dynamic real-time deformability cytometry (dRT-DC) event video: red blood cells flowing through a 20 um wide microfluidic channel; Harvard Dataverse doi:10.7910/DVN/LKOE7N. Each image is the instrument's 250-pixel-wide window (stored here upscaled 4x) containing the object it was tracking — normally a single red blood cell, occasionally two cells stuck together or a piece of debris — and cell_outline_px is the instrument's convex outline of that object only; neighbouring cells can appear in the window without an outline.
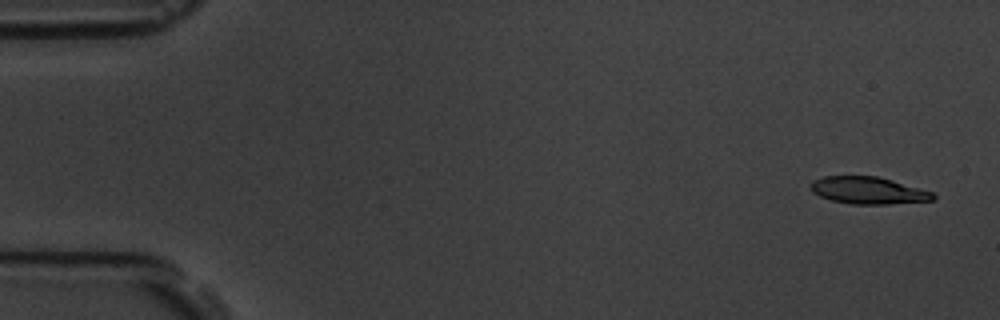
{"species": "common noctule bat (a hibernating species)", "species_latin": "Nyctalus noctula", "temperature_condition": "room temperature", "stored_images_in_passage": 55, "camera_frame_rate_fps": 3000, "um_per_image_px": 0.085, "animal": {"sex": "male", "body_mass_g": 19.5, "forearm_length_mm": 54.6}, "frame": {"image": 1, "passage_image": 1, "time_ms": 0.0, "image_size_px": [1000, 320], "cell_outline_px": [[936, 200], [888, 204], [848, 204], [832, 200], [820, 196], [812, 192], [812, 180], [824, 176], [876, 176], [892, 180], [932, 192], [936, 196]], "centroid_in_image_um": [73.8, 16.19], "position_along_channel_um": 11.2, "area_um2": 19.25}}
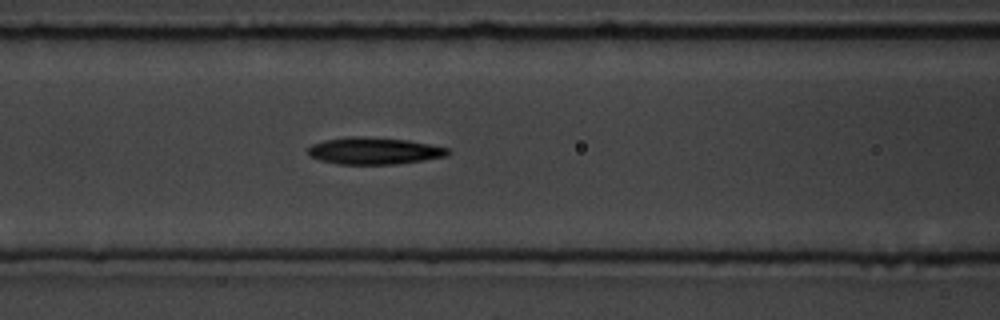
{"frame": {"image": 2, "passage_image": 22, "time_ms": 7.0, "image_size_px": [1000, 320], "cell_outline_px": [[452, 152], [448, 156], [424, 160], [396, 164], [340, 164], [320, 160], [308, 156], [308, 148], [312, 144], [324, 140], [348, 136], [360, 136], [408, 140], [448, 148]], "centroid_in_image_um": [31.8, 12.82], "position_along_channel_um": 134.8, "area_um2": 22.02}}
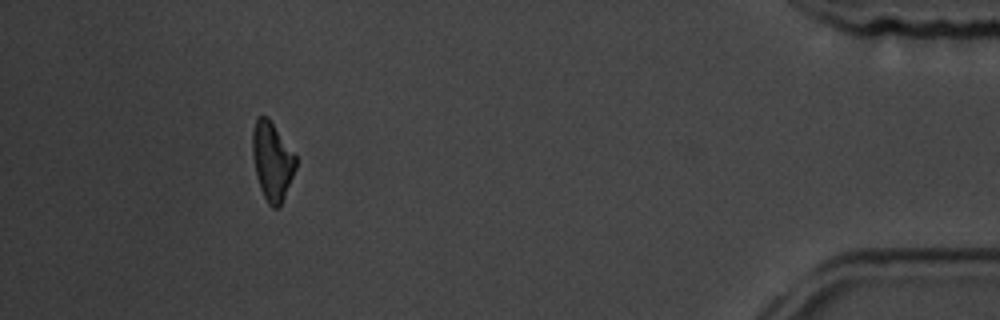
{"frame": {"image": 3, "passage_image": 50, "time_ms": 16.333, "image_size_px": [1000, 320], "cell_outline_px": [[296, 168], [280, 208], [272, 208], [268, 204], [260, 188], [256, 176], [252, 156], [252, 132], [256, 120], [260, 116], [268, 116], [296, 156]], "centroid_in_image_um": [23.12, 13.71], "position_along_channel_um": 412.1, "area_um2": 19.83}, "authors_computed_cell_mechanics": {"area_um2": 20.5768, "velocity_mm_per_s": 3.6346, "shape_relaxation_time_tau1_ms": 3.9188, "shape_relaxation_time_tau2_ms": null, "deformation_change_tau1": 0.1327, "deformation_change_tau2": null}}